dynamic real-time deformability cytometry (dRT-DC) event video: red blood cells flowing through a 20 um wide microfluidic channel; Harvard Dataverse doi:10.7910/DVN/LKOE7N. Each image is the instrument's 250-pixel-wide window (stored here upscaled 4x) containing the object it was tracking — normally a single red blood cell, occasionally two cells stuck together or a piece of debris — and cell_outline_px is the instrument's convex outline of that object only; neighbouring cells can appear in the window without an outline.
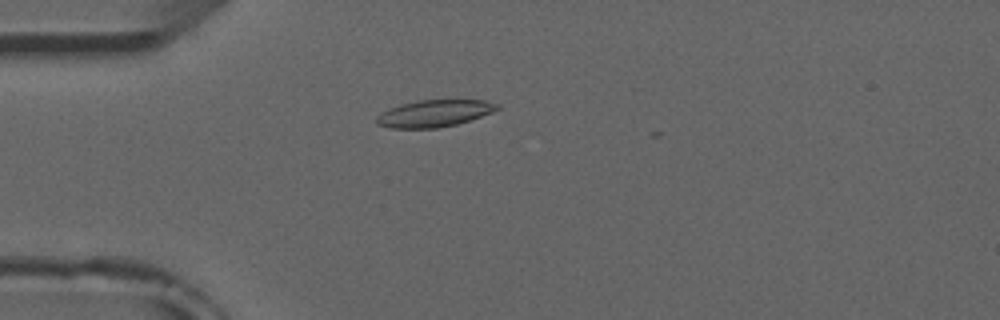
{"species": "common noctule bat (a hibernating species)", "species_latin": "Nyctalus noctula", "temperature_condition": "room temperature", "stored_images_in_passage": 6, "camera_frame_rate_fps": 3000, "um_per_image_px": 0.085, "animal": {"sex": "male", "forearm_length_mm": 52.5}, "frame": {"image": 1, "passage_image": 1, "time_ms": 0.0, "image_size_px": [1000, 320], "cell_outline_px": [[500, 108], [492, 112], [456, 124], [436, 128], [392, 128], [376, 124], [376, 116], [388, 108], [400, 104], [416, 100], [484, 100], [500, 104]], "centroid_in_image_um": [36.88, 9.63], "position_along_channel_um": 48.1, "area_um2": 18.9}}
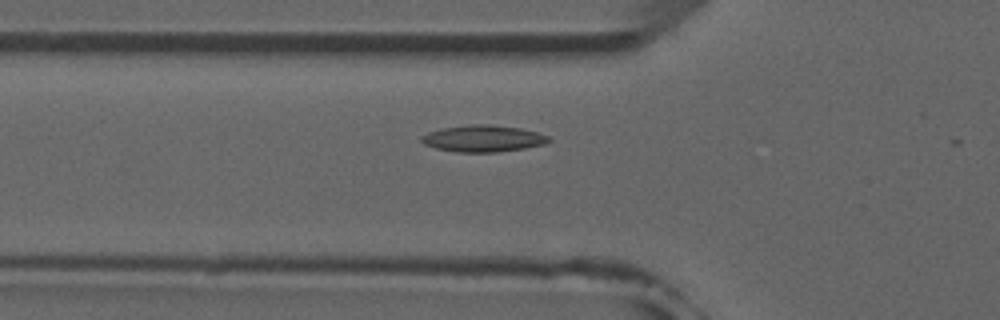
{"frame": {"image": 2, "passage_image": 5, "time_ms": 1.333, "image_size_px": [1000, 320], "cell_outline_px": [[552, 140], [544, 144], [524, 148], [496, 152], [456, 152], [436, 148], [424, 144], [420, 140], [420, 136], [428, 132], [444, 128], [472, 124], [488, 124], [520, 128], [536, 132], [548, 136]], "centroid_in_image_um": [41.05, 11.77], "position_along_channel_um": 84.8, "area_um2": 19.65}}